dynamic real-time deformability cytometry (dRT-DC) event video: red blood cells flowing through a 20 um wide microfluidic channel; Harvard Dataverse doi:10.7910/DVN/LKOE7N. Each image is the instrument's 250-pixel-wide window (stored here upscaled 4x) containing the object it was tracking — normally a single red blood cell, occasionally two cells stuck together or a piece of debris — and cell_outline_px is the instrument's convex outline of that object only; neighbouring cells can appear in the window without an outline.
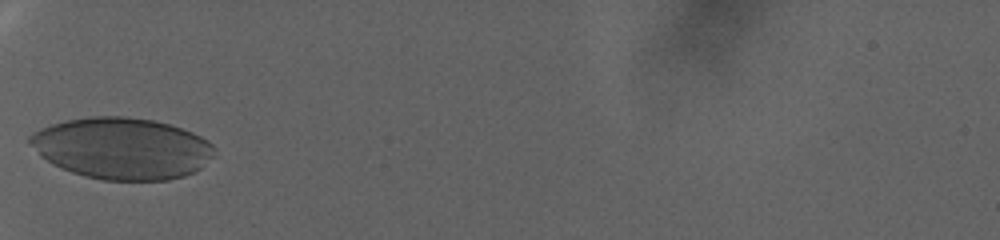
{"species": "human", "species_latin": "Homo sapiens", "temperature_condition": "warm", "stored_images_in_passage": 37, "camera_frame_rate_fps": 3000, "um_per_image_px": 0.085, "donor": {"sex": "female"}, "frame": {"image": 1, "passage_image": 1, "time_ms": 0.0, "image_size_px": [1000, 240], "cell_outline_px": [[216, 148], [212, 156], [200, 168], [184, 176], [168, 180], [104, 180], [84, 176], [72, 172], [52, 164], [40, 156], [28, 144], [28, 136], [32, 132], [40, 128], [52, 124], [68, 120], [88, 116], [124, 116], [152, 120], [168, 124], [192, 132], [208, 140]], "centroid_in_image_um": [10.33, 12.6], "position_along_channel_um": 74.7, "area_um2": 66.24}}
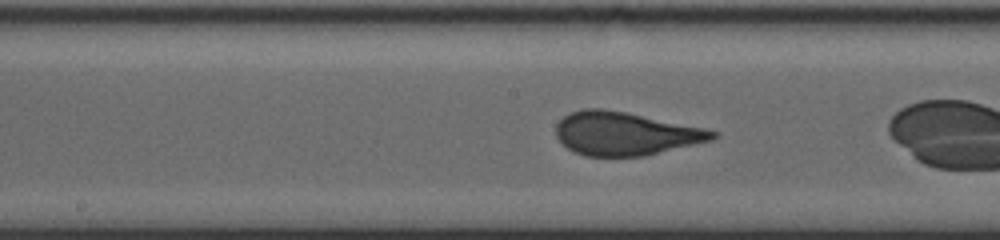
{"frame": {"image": 2, "passage_image": 13, "time_ms": 4.0, "image_size_px": [1000, 240], "cell_outline_px": [[720, 136], [712, 140], [644, 156], [584, 156], [568, 148], [556, 136], [556, 124], [564, 116], [572, 112], [584, 108], [604, 108], [704, 128], [720, 132]], "centroid_in_image_um": [53.16, 11.36], "position_along_channel_um": 195.0, "area_um2": 39.25}}
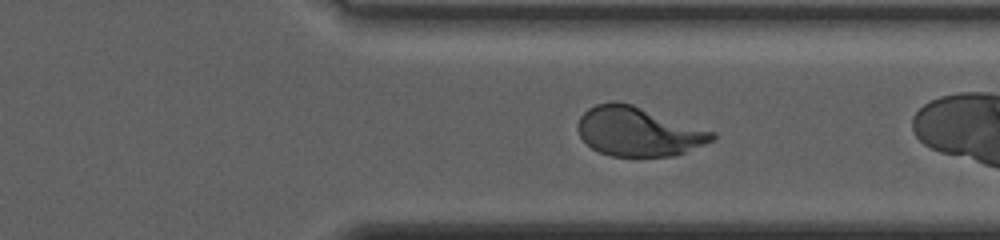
{"frame": {"image": 3, "passage_image": 33, "time_ms": 10.667, "image_size_px": [1000, 240], "cell_outline_px": [[716, 140], [684, 152], [672, 156], [612, 156], [600, 152], [592, 148], [580, 136], [576, 128], [576, 124], [580, 116], [588, 108], [596, 104], [612, 100], [616, 100], [632, 104], [716, 132]], "centroid_in_image_um": [54.25, 11.16], "position_along_channel_um": 357.2, "area_um2": 38.73}}